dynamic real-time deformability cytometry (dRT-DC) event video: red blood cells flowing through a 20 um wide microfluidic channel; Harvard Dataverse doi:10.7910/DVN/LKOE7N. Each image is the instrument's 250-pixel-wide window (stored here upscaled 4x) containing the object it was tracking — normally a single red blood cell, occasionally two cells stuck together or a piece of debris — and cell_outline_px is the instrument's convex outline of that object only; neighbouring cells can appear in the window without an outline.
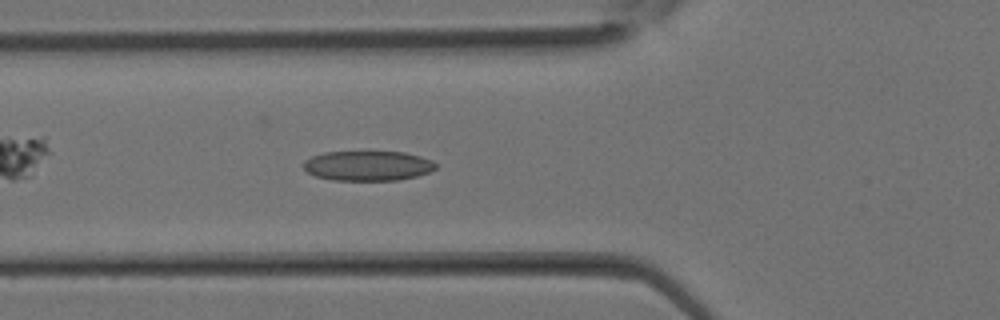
{"species": "Egyptian fruit bat (a non-hibernating species)", "species_latin": "Rousettus aegyptiacus", "temperature_condition": "room temperature", "stored_images_in_passage": 14, "camera_frame_rate_fps": 3000, "um_per_image_px": 0.085, "animal": {"sex": "female"}, "frame": {"image": 1, "passage_image": 6, "time_ms": 1.667, "image_size_px": [1000, 320], "cell_outline_px": [[436, 168], [428, 172], [416, 176], [400, 180], [332, 180], [316, 176], [308, 172], [304, 168], [304, 160], [312, 156], [324, 152], [404, 152], [420, 156], [432, 160], [436, 164]], "centroid_in_image_um": [31.26, 14.09], "position_along_channel_um": 94.5, "area_um2": 22.95}}
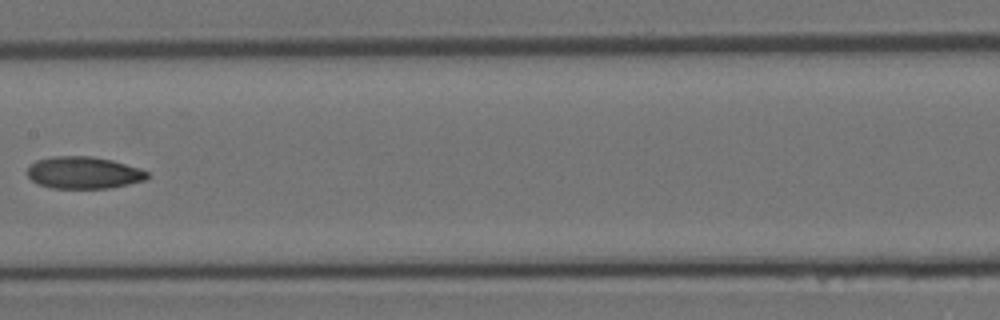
{"frame": {"image": 2, "passage_image": 11, "time_ms": 3.333, "image_size_px": [1000, 320], "cell_outline_px": [[148, 176], [144, 180], [128, 184], [108, 188], [52, 188], [40, 184], [32, 180], [28, 176], [28, 164], [36, 160], [52, 156], [92, 156], [112, 160], [140, 168], [148, 172]], "centroid_in_image_um": [7.09, 14.66], "position_along_channel_um": 200.3, "area_um2": 22.37}}
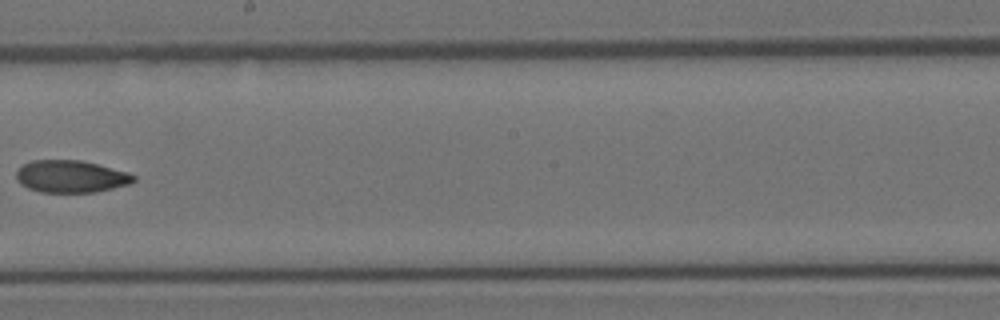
{"frame": {"image": 3, "passage_image": 13, "time_ms": 4.0, "image_size_px": [1000, 320], "cell_outline_px": [[136, 180], [128, 184], [96, 192], [40, 192], [28, 188], [20, 184], [16, 180], [16, 172], [24, 164], [32, 160], [80, 160], [128, 172], [136, 176]], "centroid_in_image_um": [6.01, 15.0], "position_along_channel_um": 242.2, "area_um2": 21.96}}